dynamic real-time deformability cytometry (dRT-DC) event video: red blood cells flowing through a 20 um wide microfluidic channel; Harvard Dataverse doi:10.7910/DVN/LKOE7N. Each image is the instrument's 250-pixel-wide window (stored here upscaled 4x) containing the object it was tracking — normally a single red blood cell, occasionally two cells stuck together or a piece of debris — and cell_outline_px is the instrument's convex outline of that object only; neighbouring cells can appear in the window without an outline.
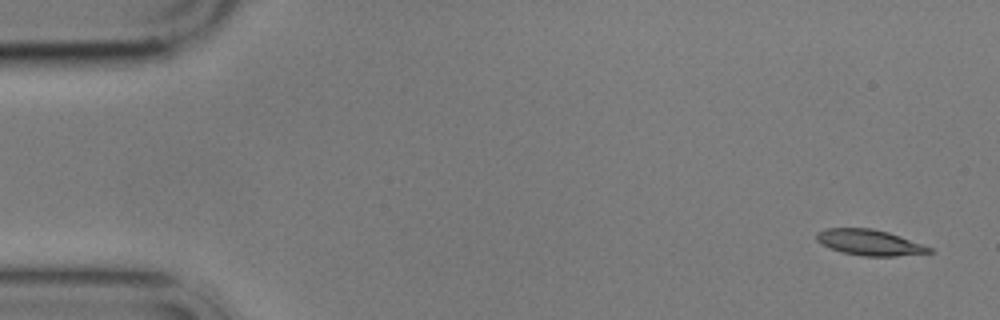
{"species": "common noctule bat (a hibernating species)", "species_latin": "Nyctalus noctula", "temperature_condition": "cold", "stored_images_in_passage": 5, "camera_frame_rate_fps": 3000, "um_per_image_px": 0.085, "animal": {"sex": "male", "body_mass_g": 17.9}, "frame": {"image": 1, "passage_image": 1, "time_ms": 0.0, "image_size_px": [1000, 320], "cell_outline_px": [[936, 252], [896, 256], [860, 256], [840, 252], [820, 244], [816, 240], [816, 232], [824, 228], [872, 228], [888, 232], [900, 236], [932, 248]], "centroid_in_image_um": [73.87, 20.61], "position_along_channel_um": 11.1, "area_um2": 17.11}}